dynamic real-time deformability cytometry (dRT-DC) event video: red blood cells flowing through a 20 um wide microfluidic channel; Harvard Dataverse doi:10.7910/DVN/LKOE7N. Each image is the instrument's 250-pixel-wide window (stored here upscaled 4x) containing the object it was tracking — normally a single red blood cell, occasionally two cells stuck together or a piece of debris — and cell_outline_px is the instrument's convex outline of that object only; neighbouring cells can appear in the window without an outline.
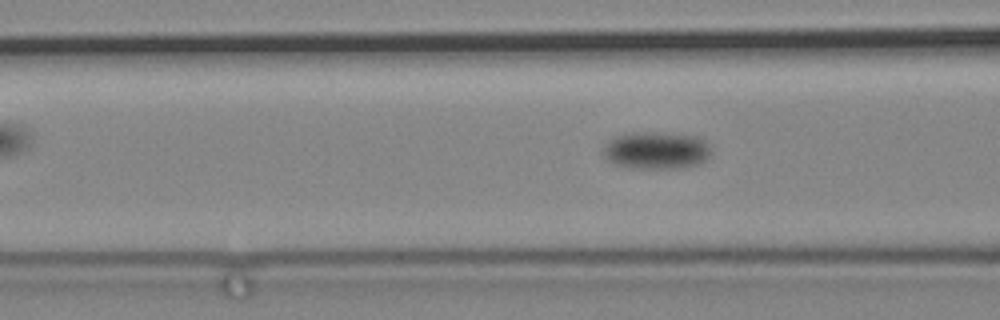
{"species": "common noctule bat (a hibernating species)", "species_latin": "Nyctalus noctula", "temperature_condition": "cold", "stored_images_in_passage": 55, "camera_frame_rate_fps": 3000, "um_per_image_px": 0.085, "animal": {"sex": "male", "body_mass_g": 19.2, "forearm_length_mm": 51.8}, "frame": {"image": 1, "passage_image": 17, "time_ms": 5.333, "image_size_px": [1000, 320], "cell_outline_px": [[712, 152], [704, 160], [696, 164], [684, 168], [632, 168], [616, 164], [608, 160], [604, 156], [604, 148], [608, 140], [616, 136], [632, 132], [656, 132], [700, 136], [712, 148]], "centroid_in_image_um": [55.81, 12.77], "position_along_channel_um": 110.8, "area_um2": 23.58}}
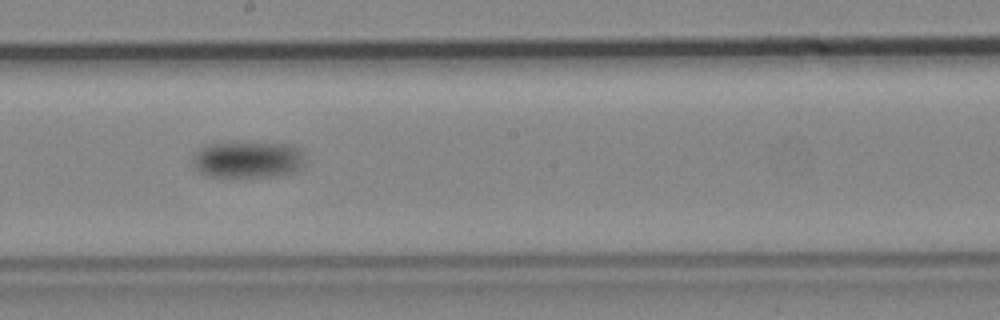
{"frame": {"image": 2, "passage_image": 31, "time_ms": 10.0, "image_size_px": [1000, 320], "cell_outline_px": [[304, 164], [300, 168], [292, 172], [276, 176], [208, 176], [200, 172], [192, 164], [192, 152], [204, 144], [292, 144], [300, 148], [304, 152]], "centroid_in_image_um": [21.05, 13.57], "position_along_channel_um": 227.2, "area_um2": 23.81}}
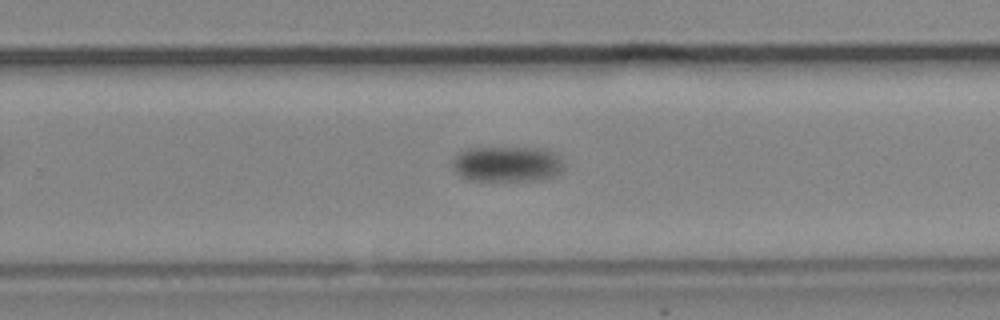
{"frame": {"image": 3, "passage_image": 38, "time_ms": 12.333, "image_size_px": [1000, 320], "cell_outline_px": [[564, 168], [556, 176], [540, 180], [472, 180], [460, 176], [452, 168], [452, 160], [460, 152], [468, 148], [548, 148], [564, 164]], "centroid_in_image_um": [43.11, 13.94], "position_along_channel_um": 286.7, "area_um2": 23.06}}